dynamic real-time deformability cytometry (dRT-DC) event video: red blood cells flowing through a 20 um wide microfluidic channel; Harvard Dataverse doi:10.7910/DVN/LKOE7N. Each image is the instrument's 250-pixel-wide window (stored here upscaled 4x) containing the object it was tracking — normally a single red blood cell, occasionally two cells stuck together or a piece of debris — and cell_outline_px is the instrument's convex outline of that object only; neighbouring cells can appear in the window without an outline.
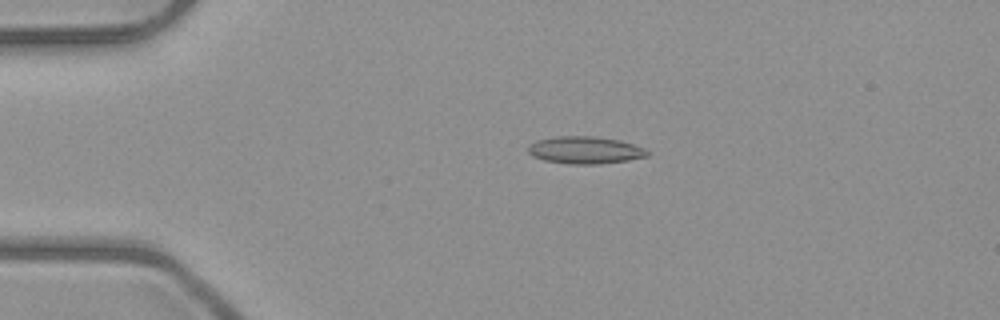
{"species": "common noctule bat (a hibernating species)", "species_latin": "Nyctalus noctula", "temperature_condition": "room temperature", "stored_images_in_passage": 3, "camera_frame_rate_fps": 3000, "um_per_image_px": 0.085, "animal": {"sex": "male", "body_mass_g": 23.1, "forearm_length_mm": 52.7}, "frame": {"image": 1, "passage_image": 2, "time_ms": 1.0, "image_size_px": [1000, 320], "cell_outline_px": [[648, 156], [628, 160], [600, 164], [568, 164], [544, 160], [532, 156], [528, 152], [528, 144], [536, 140], [552, 136], [596, 136], [620, 140], [644, 148], [648, 152]], "centroid_in_image_um": [49.69, 12.75], "position_along_channel_um": 35.3, "area_um2": 19.13}}